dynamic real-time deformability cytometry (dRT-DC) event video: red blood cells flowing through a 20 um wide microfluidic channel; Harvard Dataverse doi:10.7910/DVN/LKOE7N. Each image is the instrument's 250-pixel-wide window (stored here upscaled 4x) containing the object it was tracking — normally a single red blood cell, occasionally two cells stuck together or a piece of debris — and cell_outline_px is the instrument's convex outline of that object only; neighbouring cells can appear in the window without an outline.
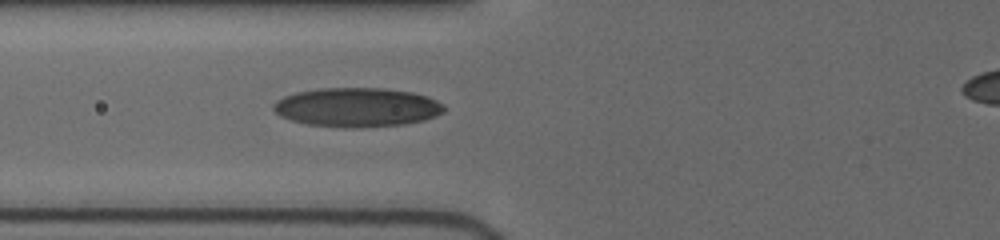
{"species": "human", "species_latin": "Homo sapiens", "temperature_condition": "cold", "stored_images_in_passage": 5, "camera_frame_rate_fps": 3000, "um_per_image_px": 0.085, "donor": {"sex": "female"}, "frame": {"image": 1, "passage_image": 5, "time_ms": 3.0, "image_size_px": [1000, 240], "cell_outline_px": [[444, 112], [436, 116], [424, 120], [404, 124], [356, 128], [344, 128], [308, 124], [292, 120], [280, 116], [272, 108], [272, 104], [276, 100], [284, 96], [296, 92], [324, 88], [384, 88], [412, 92], [428, 96], [444, 104]], "centroid_in_image_um": [30.35, 9.12], "position_along_channel_um": 95.4, "area_um2": 39.07}}